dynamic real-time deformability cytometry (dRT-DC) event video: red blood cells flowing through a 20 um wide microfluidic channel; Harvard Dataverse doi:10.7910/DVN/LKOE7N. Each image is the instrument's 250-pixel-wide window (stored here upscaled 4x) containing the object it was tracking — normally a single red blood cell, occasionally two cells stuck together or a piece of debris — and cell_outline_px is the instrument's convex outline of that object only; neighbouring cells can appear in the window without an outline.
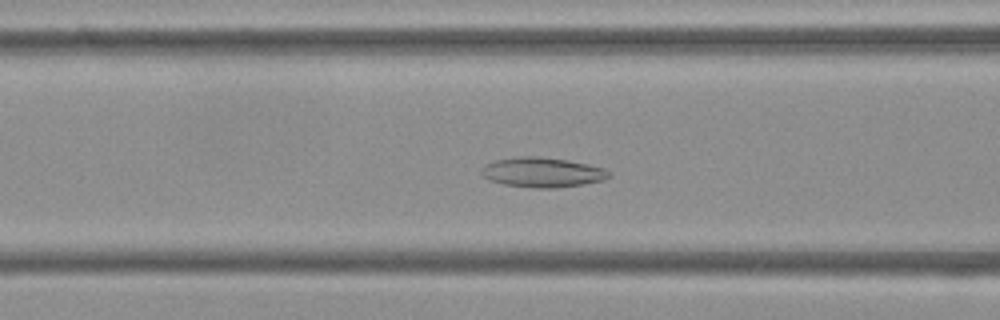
{"species": "Egyptian fruit bat (a non-hibernating species)", "species_latin": "Rousettus aegyptiacus", "temperature_condition": "cold", "stored_images_in_passage": 55, "camera_frame_rate_fps": 3000, "um_per_image_px": 0.085, "frame": {"image": 1, "passage_image": 22, "time_ms": 7.0, "image_size_px": [1000, 320], "cell_outline_px": [[612, 172], [608, 176], [600, 180], [584, 184], [556, 188], [536, 188], [504, 184], [488, 180], [480, 172], [480, 168], [484, 164], [496, 160], [516, 156], [540, 156], [568, 160], [588, 164], [604, 168]], "centroid_in_image_um": [46.06, 14.63], "position_along_channel_um": 120.5, "area_um2": 22.25}}
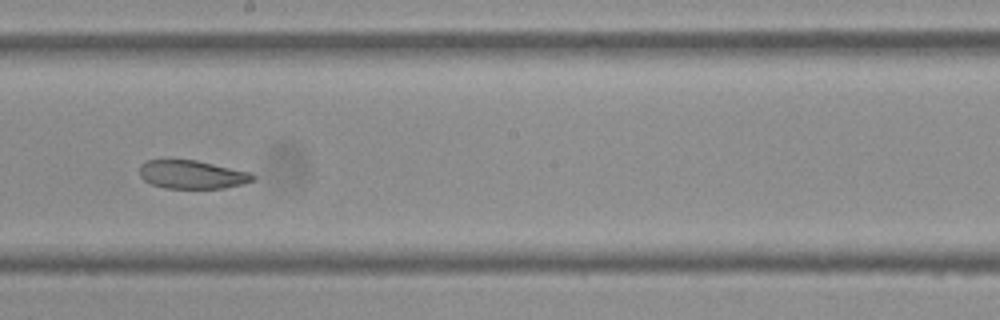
{"frame": {"image": 2, "passage_image": 31, "time_ms": 10.0, "image_size_px": [1000, 320], "cell_outline_px": [[256, 180], [224, 188], [164, 188], [152, 184], [144, 180], [140, 176], [140, 164], [148, 160], [196, 160], [252, 172], [256, 176]], "centroid_in_image_um": [16.36, 14.83], "position_along_channel_um": 231.8, "area_um2": 18.79}}
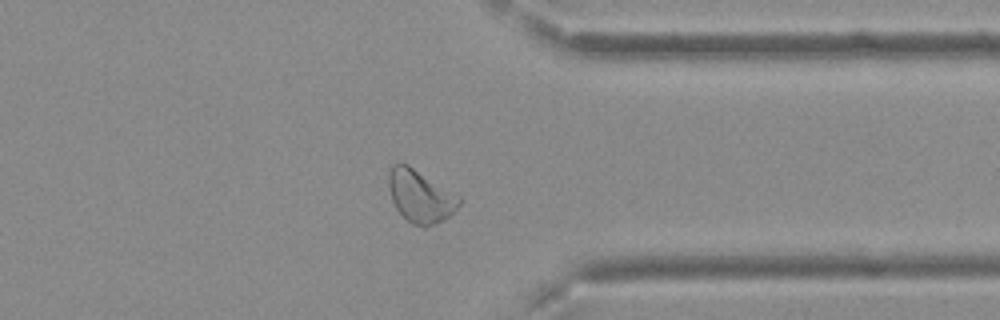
{"frame": {"image": 3, "passage_image": 43, "time_ms": 14.0, "image_size_px": [1000, 320], "cell_outline_px": [[464, 200], [448, 216], [436, 224], [424, 228], [412, 224], [396, 208], [392, 200], [388, 184], [388, 172], [392, 164], [408, 164], [460, 196]], "centroid_in_image_um": [35.73, 16.68], "position_along_channel_um": 375.7, "area_um2": 21.56}, "authors_computed_cell_mechanics": {"area_um2": 23.6402, "velocity_mm_per_s": 3.7167, "shape_relaxation_time_tau1_ms": null, "shape_relaxation_time_tau2_ms": 4.3531, "deformation_change_tau1": null, "deformation_change_tau2": 0.1015}}